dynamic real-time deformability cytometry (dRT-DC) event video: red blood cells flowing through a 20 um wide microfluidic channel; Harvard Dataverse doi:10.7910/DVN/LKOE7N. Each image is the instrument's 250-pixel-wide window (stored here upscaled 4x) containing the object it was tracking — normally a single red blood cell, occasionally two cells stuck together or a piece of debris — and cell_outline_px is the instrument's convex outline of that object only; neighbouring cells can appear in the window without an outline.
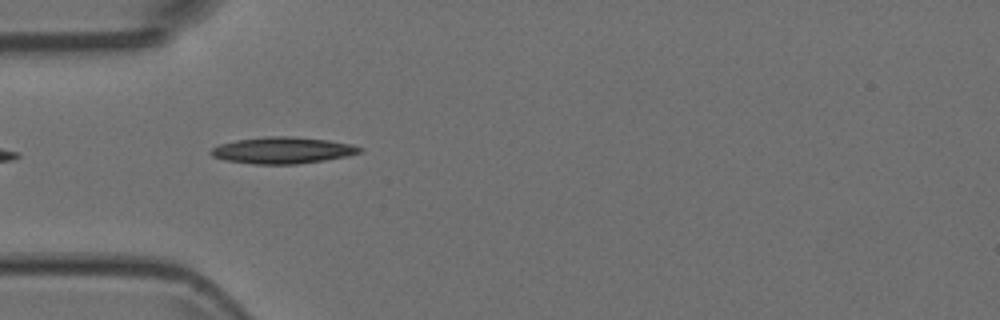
{"species": "Egyptian fruit bat (a non-hibernating species)", "species_latin": "Rousettus aegyptiacus", "temperature_condition": "room temperature", "stored_images_in_passage": 7, "camera_frame_rate_fps": 3000, "um_per_image_px": 0.085, "animal": {"sex": "female"}, "frame": {"image": 1, "passage_image": 3, "time_ms": 0.667, "image_size_px": [1000, 320], "cell_outline_px": [[364, 148], [360, 152], [348, 156], [324, 160], [296, 164], [252, 164], [224, 160], [212, 156], [208, 152], [212, 148], [220, 144], [236, 140], [264, 136], [292, 136], [328, 140], [352, 144]], "centroid_in_image_um": [24.0, 12.77], "position_along_channel_um": 61.0, "area_um2": 23.12}}
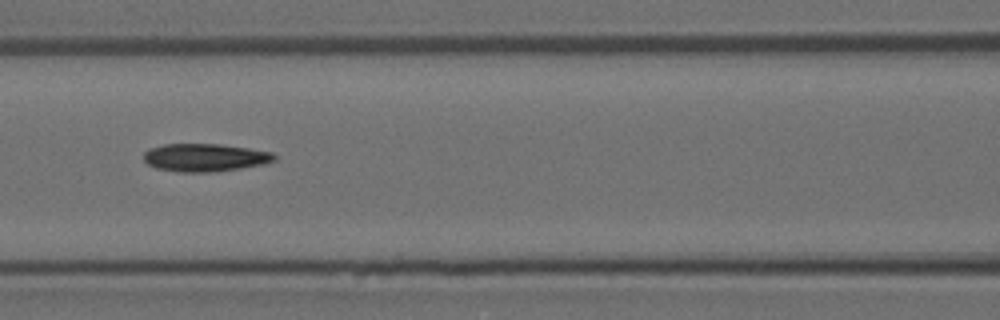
{"frame": {"image": 2, "passage_image": 5, "time_ms": 1.333, "image_size_px": [1000, 320], "cell_outline_px": [[276, 160], [264, 164], [240, 168], [208, 172], [180, 172], [156, 168], [148, 164], [144, 160], [144, 152], [148, 148], [164, 144], [220, 144], [248, 148], [272, 152], [276, 156]], "centroid_in_image_um": [17.41, 13.38], "position_along_channel_um": 149.2, "area_um2": 21.21}}
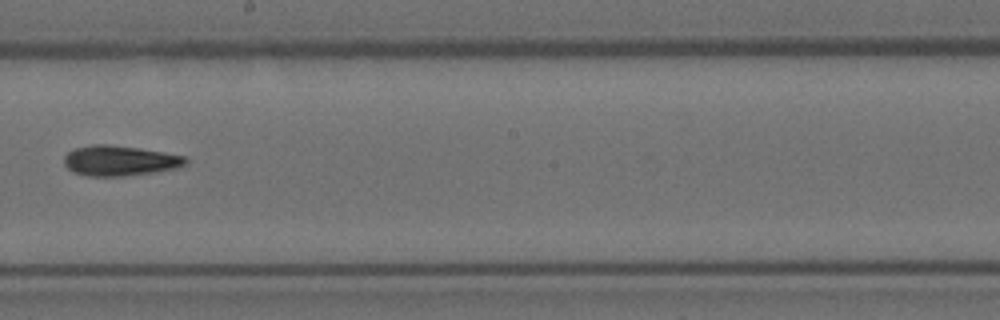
{"frame": {"image": 3, "passage_image": 7, "time_ms": 2.0, "image_size_px": [1000, 320], "cell_outline_px": [[188, 164], [176, 168], [152, 172], [124, 176], [88, 176], [72, 172], [64, 164], [64, 156], [68, 152], [76, 148], [92, 144], [108, 144], [140, 148], [164, 152], [184, 156], [188, 160]], "centroid_in_image_um": [10.17, 13.65], "position_along_channel_um": 238.0, "area_um2": 21.44}}